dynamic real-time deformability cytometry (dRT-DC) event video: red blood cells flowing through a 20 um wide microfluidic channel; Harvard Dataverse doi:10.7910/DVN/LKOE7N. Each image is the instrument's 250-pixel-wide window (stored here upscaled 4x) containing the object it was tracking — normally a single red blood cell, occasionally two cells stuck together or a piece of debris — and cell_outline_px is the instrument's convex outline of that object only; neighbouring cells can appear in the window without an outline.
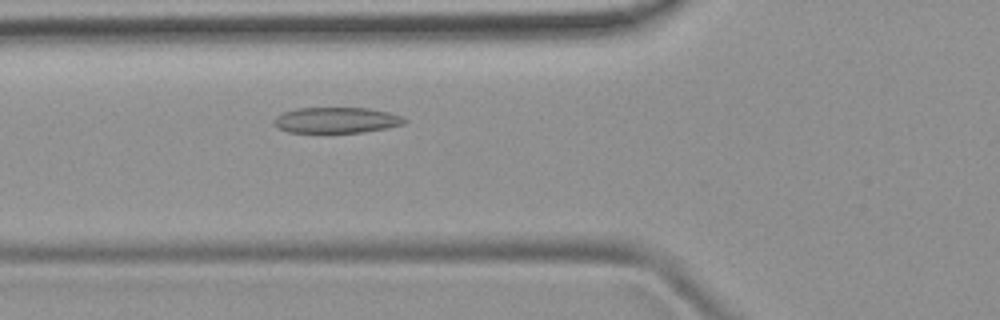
{"species": "common noctule bat (a hibernating species)", "species_latin": "Nyctalus noctula", "temperature_condition": "room temperature", "stored_images_in_passage": 31, "camera_frame_rate_fps": 3000, "um_per_image_px": 0.085, "animal": {"sex": "female", "body_mass_g": 19.9}, "frame": {"image": 1, "passage_image": 3, "time_ms": 0.667, "image_size_px": [1000, 320], "cell_outline_px": [[408, 120], [404, 124], [388, 128], [364, 132], [288, 132], [272, 124], [272, 120], [276, 116], [284, 112], [296, 108], [368, 108], [388, 112], [400, 116]], "centroid_in_image_um": [28.59, 10.21], "position_along_channel_um": 97.2, "area_um2": 19.59}}
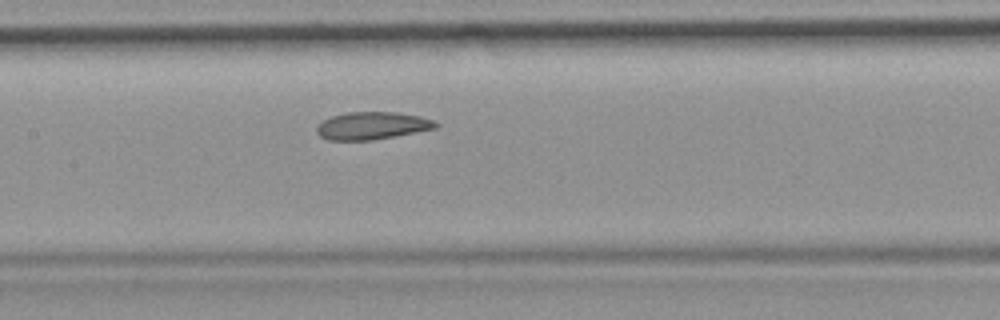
{"frame": {"image": 2, "passage_image": 9, "time_ms": 2.667, "image_size_px": [1000, 320], "cell_outline_px": [[440, 124], [436, 128], [372, 140], [328, 140], [320, 136], [316, 132], [316, 124], [332, 116], [348, 112], [400, 112], [420, 116], [436, 120]], "centroid_in_image_um": [31.64, 10.67], "position_along_channel_um": 175.8, "area_um2": 19.19}}
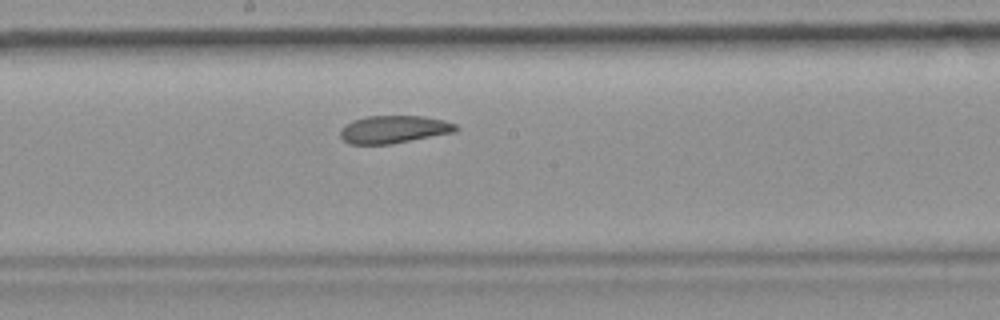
{"frame": {"image": 3, "passage_image": 12, "time_ms": 3.667, "image_size_px": [1000, 320], "cell_outline_px": [[460, 128], [456, 132], [392, 144], [348, 144], [340, 136], [340, 128], [344, 124], [352, 120], [368, 116], [424, 116], [444, 120], [456, 124]], "centroid_in_image_um": [33.48, 11.0], "position_along_channel_um": 214.7, "area_um2": 18.9}, "authors_computed_cell_mechanics": {"area_um2": 19.074, "velocity_mm_per_s": 3.9181, "shape_relaxation_time_tau1_ms": null, "shape_relaxation_time_tau2_ms": 2.5815, "deformation_change_tau1": null, "deformation_change_tau2": 0.084}}